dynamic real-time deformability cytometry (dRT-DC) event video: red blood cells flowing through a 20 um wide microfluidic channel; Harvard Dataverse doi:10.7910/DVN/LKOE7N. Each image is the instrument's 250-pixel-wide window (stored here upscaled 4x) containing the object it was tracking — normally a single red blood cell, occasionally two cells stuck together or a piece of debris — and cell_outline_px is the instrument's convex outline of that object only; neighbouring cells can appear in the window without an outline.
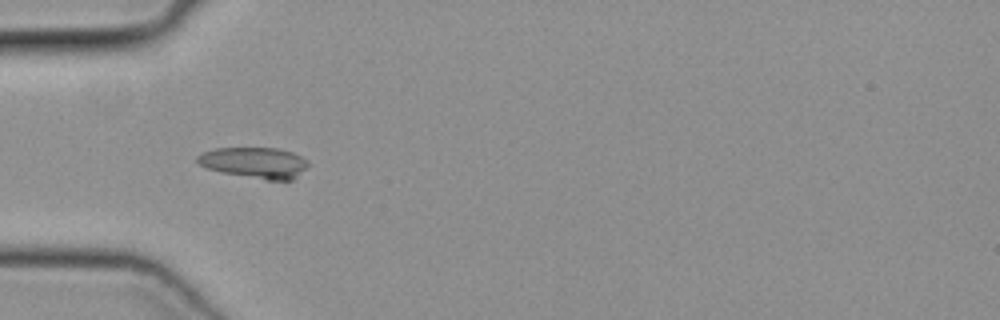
{"species": "common noctule bat (a hibernating species)", "species_latin": "Nyctalus noctula", "temperature_condition": "cold", "stored_images_in_passage": 53, "camera_frame_rate_fps": 3000, "um_per_image_px": 0.085, "animal": {"sex": "female", "body_mass_g": 19.3, "forearm_length_mm": 54.1}, "frame": {"image": 1, "passage_image": 18, "time_ms": 5.667, "image_size_px": [1000, 320], "cell_outline_px": [[308, 164], [292, 180], [264, 180], [224, 172], [208, 168], [200, 164], [196, 160], [196, 156], [204, 152], [216, 148], [276, 148], [292, 152], [308, 160]], "centroid_in_image_um": [21.64, 13.82], "position_along_channel_um": 63.4, "area_um2": 19.65}}
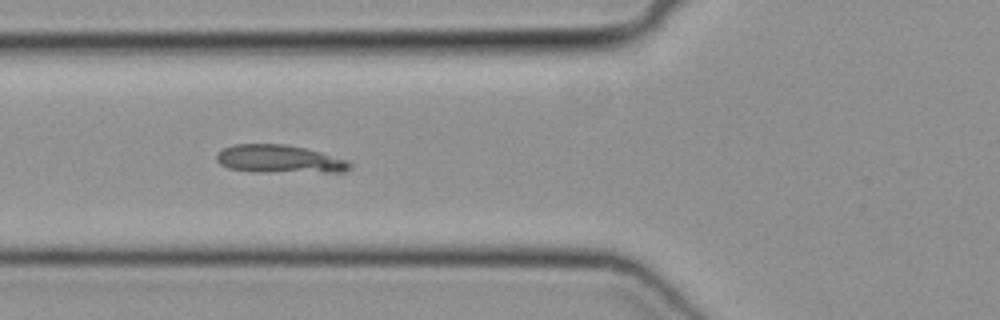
{"frame": {"image": 2, "passage_image": 21, "time_ms": 6.667, "image_size_px": [1000, 320], "cell_outline_px": [[352, 168], [344, 172], [252, 172], [228, 168], [220, 164], [216, 160], [216, 152], [232, 144], [284, 144], [304, 148], [320, 152], [348, 160], [352, 164]], "centroid_in_image_um": [23.73, 13.53], "position_along_channel_um": 102.1, "area_um2": 22.02}}